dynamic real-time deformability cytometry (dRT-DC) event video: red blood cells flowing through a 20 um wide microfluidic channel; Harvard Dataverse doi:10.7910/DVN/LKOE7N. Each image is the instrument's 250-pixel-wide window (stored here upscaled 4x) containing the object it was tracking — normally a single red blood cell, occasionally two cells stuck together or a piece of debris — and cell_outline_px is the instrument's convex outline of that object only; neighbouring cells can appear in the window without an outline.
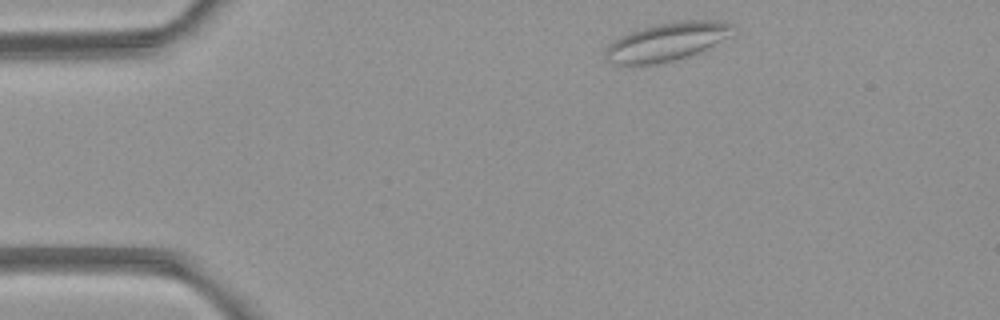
{"species": "common noctule bat (a hibernating species)", "species_latin": "Nyctalus noctula", "temperature_condition": "room temperature", "stored_images_in_passage": 2, "camera_frame_rate_fps": 3000, "um_per_image_px": 0.085, "animal": {"sex": "female", "body_mass_g": 21.9}, "frame": {"image": 1, "passage_image": 1, "time_ms": 0.0, "image_size_px": [1000, 320], "cell_outline_px": [[736, 36], [696, 52], [672, 60], [656, 64], [616, 64], [604, 60], [604, 52], [608, 44], [612, 40], [628, 32], [676, 20], [720, 20], [736, 24]], "centroid_in_image_um": [56.75, 3.52], "position_along_channel_um": 28.3, "area_um2": 28.78}}